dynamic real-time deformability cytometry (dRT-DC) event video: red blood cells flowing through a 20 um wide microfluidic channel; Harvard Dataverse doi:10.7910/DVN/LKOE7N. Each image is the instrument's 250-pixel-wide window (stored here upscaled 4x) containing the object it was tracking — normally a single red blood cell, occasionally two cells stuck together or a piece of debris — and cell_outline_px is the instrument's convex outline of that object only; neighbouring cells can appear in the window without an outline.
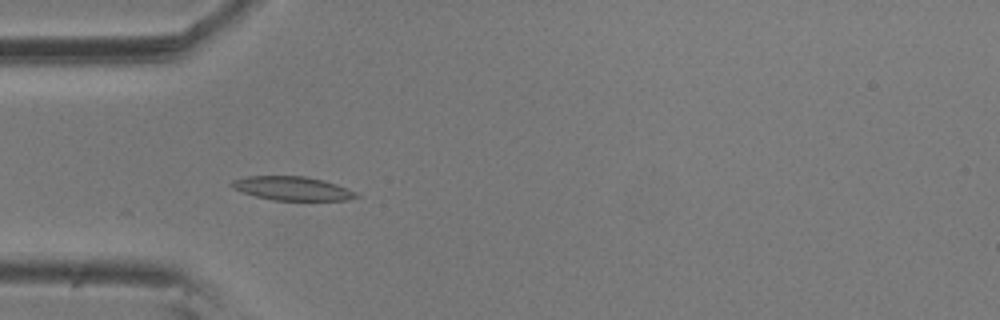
{"species": "common noctule bat (a hibernating species)", "species_latin": "Nyctalus noctula", "temperature_condition": "room temperature", "stored_images_in_passage": 6, "camera_frame_rate_fps": 3000, "um_per_image_px": 0.085, "animal": {"sex": "male", "body_mass_g": 20.5, "forearm_length_mm": 52.5}, "frame": {"image": 1, "passage_image": 5, "time_ms": 1.333, "image_size_px": [1000, 320], "cell_outline_px": [[360, 196], [348, 200], [272, 200], [256, 196], [244, 192], [228, 184], [232, 180], [248, 176], [304, 176], [324, 180], [336, 184], [356, 192]], "centroid_in_image_um": [24.86, 16.01], "position_along_channel_um": 60.1, "area_um2": 17.11}}
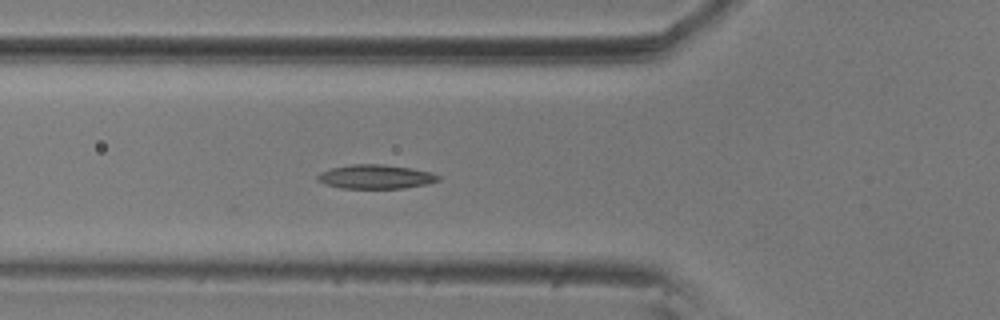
{"frame": {"image": 2, "passage_image": 6, "time_ms": 1.667, "image_size_px": [1000, 320], "cell_outline_px": [[440, 180], [428, 184], [404, 188], [340, 188], [324, 184], [316, 180], [316, 176], [320, 172], [332, 168], [352, 164], [380, 164], [408, 168], [432, 172], [440, 176]], "centroid_in_image_um": [31.91, 15.03], "position_along_channel_um": 93.9, "area_um2": 16.94}}